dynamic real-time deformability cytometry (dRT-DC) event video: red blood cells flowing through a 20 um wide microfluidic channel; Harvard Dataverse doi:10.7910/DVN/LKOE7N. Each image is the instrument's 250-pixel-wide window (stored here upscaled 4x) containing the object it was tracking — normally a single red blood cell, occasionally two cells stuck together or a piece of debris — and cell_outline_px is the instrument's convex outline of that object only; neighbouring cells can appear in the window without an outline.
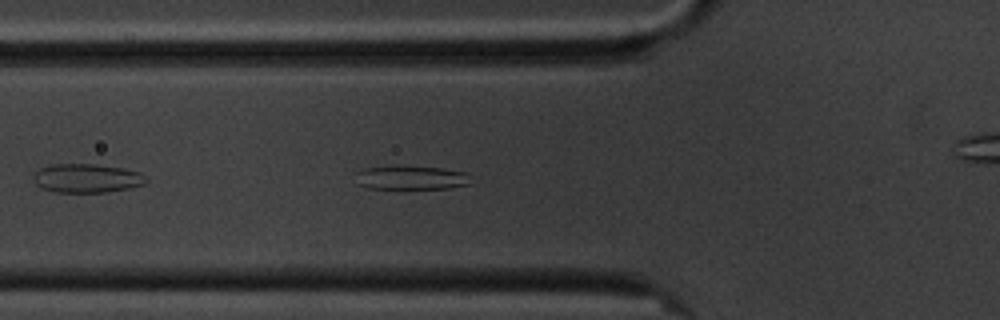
{"species": "common noctule bat (a hibernating species)", "species_latin": "Nyctalus noctula", "temperature_condition": "cold", "stored_images_in_passage": 4, "camera_frame_rate_fps": 3000, "um_per_image_px": 0.085, "animal": {"sex": "male", "body_mass_g": 20.1, "forearm_length_mm": 53.5}, "frame": {"image": 1, "passage_image": 3, "time_ms": 2.333, "image_size_px": [1000, 320], "cell_outline_px": [[468, 184], [452, 188], [368, 188], [356, 184], [356, 172], [364, 168], [388, 164], [392, 164], [440, 168], [468, 172]], "centroid_in_image_um": [34.86, 15.07], "position_along_channel_um": 90.9, "area_um2": 16.42}}